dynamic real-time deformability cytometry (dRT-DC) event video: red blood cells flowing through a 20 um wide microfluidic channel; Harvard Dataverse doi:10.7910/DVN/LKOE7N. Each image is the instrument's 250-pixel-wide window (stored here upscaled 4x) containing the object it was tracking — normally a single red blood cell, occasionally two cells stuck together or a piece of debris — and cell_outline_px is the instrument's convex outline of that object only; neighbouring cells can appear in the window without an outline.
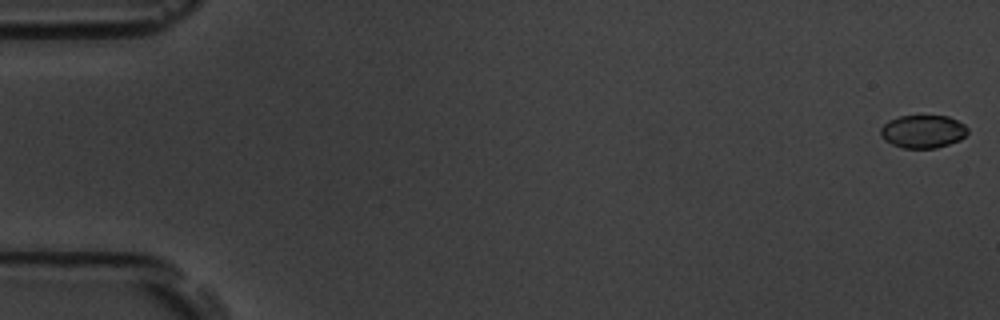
{"species": "common noctule bat (a hibernating species)", "species_latin": "Nyctalus noctula", "temperature_condition": "room temperature", "stored_images_in_passage": 10, "camera_frame_rate_fps": 3000, "um_per_image_px": 0.085, "animal": {"sex": "male", "body_mass_g": 19.5, "forearm_length_mm": 54.6}, "frame": {"image": 1, "passage_image": 1, "time_ms": 0.0, "image_size_px": [1000, 320], "cell_outline_px": [[968, 132], [960, 140], [936, 148], [904, 148], [892, 144], [884, 140], [880, 136], [880, 128], [888, 120], [900, 116], [948, 116], [964, 124], [968, 128]], "centroid_in_image_um": [78.43, 11.17], "position_along_channel_um": 6.6, "area_um2": 16.76}}